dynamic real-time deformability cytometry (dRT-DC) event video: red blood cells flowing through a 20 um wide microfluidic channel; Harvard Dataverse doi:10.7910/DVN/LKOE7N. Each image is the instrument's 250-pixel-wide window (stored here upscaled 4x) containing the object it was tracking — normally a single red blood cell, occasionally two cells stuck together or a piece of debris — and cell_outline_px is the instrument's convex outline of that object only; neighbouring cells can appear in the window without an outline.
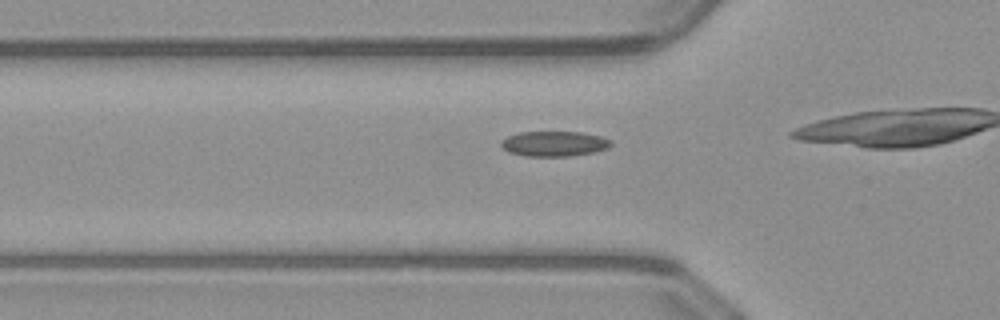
{"species": "common noctule bat (a hibernating species)", "species_latin": "Nyctalus noctula", "temperature_condition": "warm", "stored_images_in_passage": 19, "camera_frame_rate_fps": 3000, "um_per_image_px": 0.085, "animal": {"sex": "male", "body_mass_g": 23.1, "forearm_length_mm": 52.7}, "frame": {"image": 1, "passage_image": 14, "time_ms": 4.333, "image_size_px": [1000, 320], "cell_outline_px": [[612, 144], [608, 148], [592, 152], [572, 156], [524, 156], [508, 152], [500, 144], [500, 140], [508, 136], [520, 132], [580, 132], [600, 136], [612, 140]], "centroid_in_image_um": [47.09, 12.22], "position_along_channel_um": 78.7, "area_um2": 16.13}}
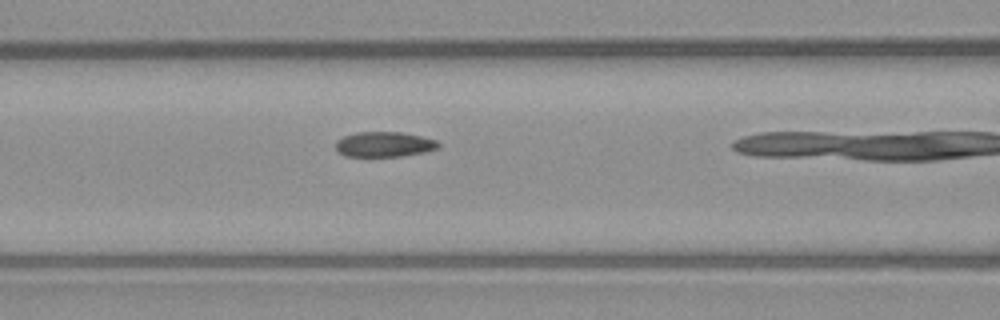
{"frame": {"image": 2, "passage_image": 18, "time_ms": 5.667, "image_size_px": [1000, 320], "cell_outline_px": [[440, 148], [428, 152], [404, 156], [344, 156], [336, 148], [336, 140], [344, 136], [356, 132], [400, 132], [420, 136], [436, 140], [440, 144]], "centroid_in_image_um": [32.7, 12.27], "position_along_channel_um": 133.9, "area_um2": 15.14}}